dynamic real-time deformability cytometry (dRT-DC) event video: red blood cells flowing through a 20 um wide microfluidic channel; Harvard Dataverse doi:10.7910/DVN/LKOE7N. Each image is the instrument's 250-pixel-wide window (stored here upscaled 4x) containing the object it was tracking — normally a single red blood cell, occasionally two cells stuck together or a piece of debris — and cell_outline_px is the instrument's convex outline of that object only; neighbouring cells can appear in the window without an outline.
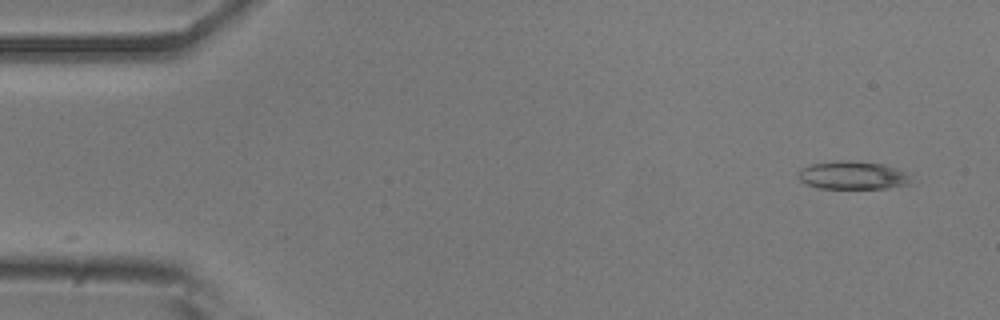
{"species": "common noctule bat (a hibernating species)", "species_latin": "Nyctalus noctula", "temperature_condition": "room temperature", "stored_images_in_passage": 50, "camera_frame_rate_fps": 3000, "um_per_image_px": 0.085, "animal": {"sex": "male", "body_mass_g": 20.5, "forearm_length_mm": 52.5}, "frame": {"image": 1, "passage_image": 1, "time_ms": 0.0, "image_size_px": [1000, 320], "cell_outline_px": [[908, 184], [884, 188], [820, 188], [808, 184], [800, 180], [796, 176], [800, 168], [812, 164], [836, 160], [848, 160], [880, 164], [908, 172]], "centroid_in_image_um": [72.41, 14.89], "position_along_channel_um": 12.6, "area_um2": 18.21}}
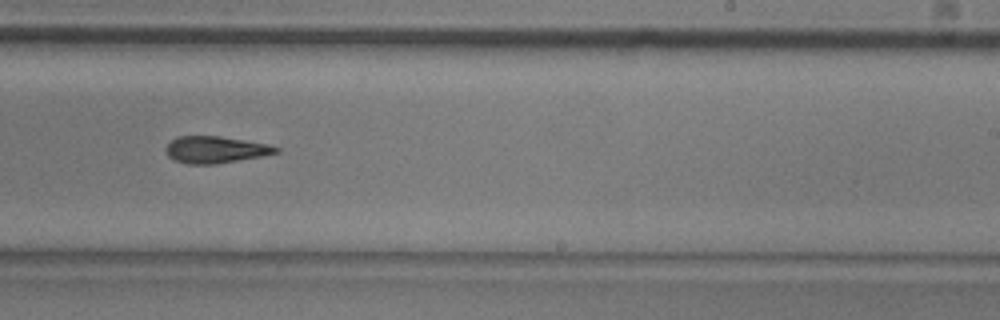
{"frame": {"image": 2, "passage_image": 30, "time_ms": 9.667, "image_size_px": [1000, 320], "cell_outline_px": [[280, 152], [260, 156], [216, 164], [188, 164], [176, 160], [168, 156], [164, 148], [176, 136], [220, 136], [244, 140], [264, 144], [280, 148]], "centroid_in_image_um": [18.27, 12.72], "position_along_channel_um": 270.7, "area_um2": 16.99}}
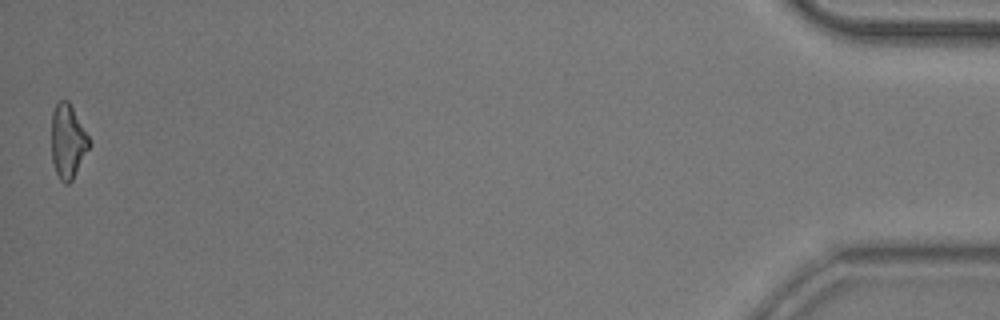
{"frame": {"image": 3, "passage_image": 50, "time_ms": 16.333, "image_size_px": [1000, 320], "cell_outline_px": [[92, 144], [72, 180], [68, 184], [64, 184], [60, 180], [56, 172], [52, 160], [52, 112], [56, 104], [60, 100], [68, 100], [88, 136]], "centroid_in_image_um": [5.77, 12.03], "position_along_channel_um": 429.4, "area_um2": 16.18}, "authors_computed_cell_mechanics": {"area_um2": 17.7446, "velocity_mm_per_s": 3.8345, "shape_relaxation_time_tau1_ms": 7.7364, "shape_relaxation_time_tau2_ms": 6.4199, "deformation_change_tau1": 0.1816, "deformation_change_tau2": 0.1806}}